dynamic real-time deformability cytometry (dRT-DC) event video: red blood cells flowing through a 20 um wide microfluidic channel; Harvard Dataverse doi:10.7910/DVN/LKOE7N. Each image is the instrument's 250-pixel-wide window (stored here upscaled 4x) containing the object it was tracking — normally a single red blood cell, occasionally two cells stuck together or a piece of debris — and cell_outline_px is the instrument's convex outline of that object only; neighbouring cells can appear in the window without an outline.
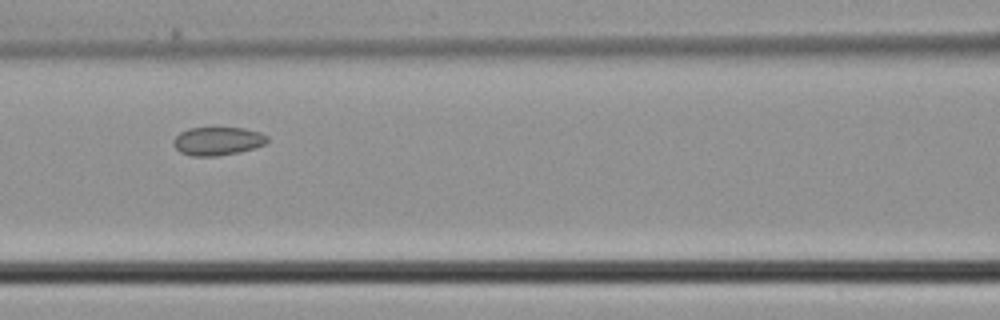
{"species": "common noctule bat (a hibernating species)", "species_latin": "Nyctalus noctula", "temperature_condition": "cold", "stored_images_in_passage": 5, "camera_frame_rate_fps": 3000, "um_per_image_px": 0.085, "animal": {"sex": "male", "body_mass_g": 21.5, "forearm_length_mm": 52.0}, "frame": {"image": 1, "passage_image": 4, "time_ms": 1.0, "image_size_px": [1000, 320], "cell_outline_px": [[268, 140], [264, 144], [256, 148], [240, 152], [216, 156], [192, 156], [180, 152], [172, 144], [172, 140], [180, 132], [188, 128], [244, 128], [260, 132], [268, 136]], "centroid_in_image_um": [18.49, 11.99], "position_along_channel_um": 148.1, "area_um2": 15.61}}
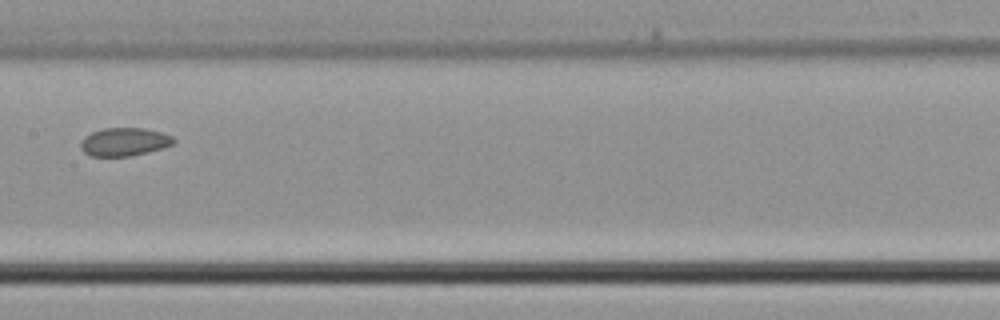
{"frame": {"image": 2, "passage_image": 5, "time_ms": 1.333, "image_size_px": [1000, 320], "cell_outline_px": [[176, 140], [172, 144], [164, 148], [132, 156], [88, 156], [80, 148], [80, 140], [84, 136], [92, 132], [104, 128], [144, 128], [160, 132], [172, 136]], "centroid_in_image_um": [10.54, 12.06], "position_along_channel_um": 196.9, "area_um2": 15.43}}